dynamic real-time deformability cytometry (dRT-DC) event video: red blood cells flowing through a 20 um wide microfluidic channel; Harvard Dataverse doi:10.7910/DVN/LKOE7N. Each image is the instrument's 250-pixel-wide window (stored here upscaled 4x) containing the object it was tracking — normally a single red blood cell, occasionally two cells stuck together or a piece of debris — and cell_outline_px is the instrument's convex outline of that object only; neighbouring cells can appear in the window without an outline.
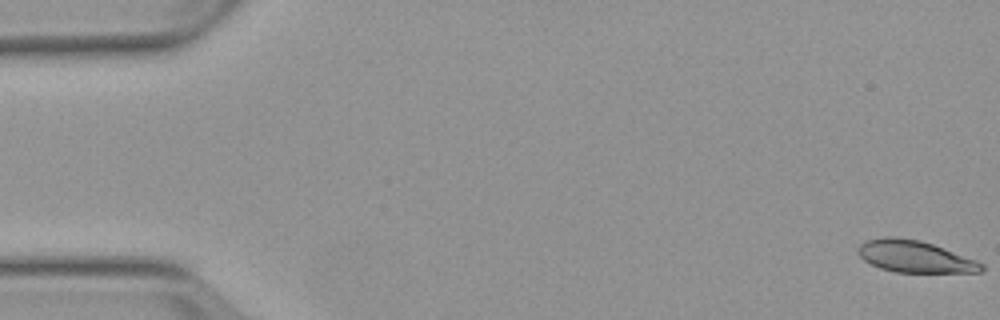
{"species": "Egyptian fruit bat (a non-hibernating species)", "species_latin": "Rousettus aegyptiacus", "temperature_condition": "warm", "stored_images_in_passage": 5, "camera_frame_rate_fps": 3000, "um_per_image_px": 0.085, "animal": {"sex": "female"}, "frame": {"image": 1, "passage_image": 1, "time_ms": 0.0, "image_size_px": [1000, 320], "cell_outline_px": [[984, 268], [980, 272], [896, 272], [880, 268], [864, 260], [856, 252], [856, 248], [864, 240], [884, 236], [892, 236], [920, 240], [932, 244], [976, 260], [984, 264]], "centroid_in_image_um": [77.7, 21.79], "position_along_channel_um": 7.3, "area_um2": 22.89}}